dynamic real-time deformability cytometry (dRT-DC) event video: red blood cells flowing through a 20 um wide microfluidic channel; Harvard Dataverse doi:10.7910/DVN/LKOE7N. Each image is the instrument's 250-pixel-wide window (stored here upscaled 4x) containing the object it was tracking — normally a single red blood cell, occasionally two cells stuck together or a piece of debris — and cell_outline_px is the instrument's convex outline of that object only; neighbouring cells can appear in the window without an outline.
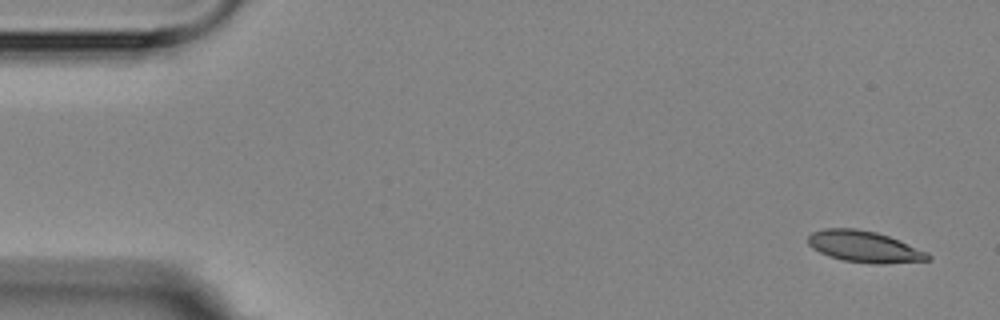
{"species": "Egyptian fruit bat (a non-hibernating species)", "species_latin": "Rousettus aegyptiacus", "temperature_condition": "room temperature", "stored_images_in_passage": 5, "camera_frame_rate_fps": 3000, "um_per_image_px": 0.085, "animal": {"sex": "female"}, "frame": {"image": 1, "passage_image": 1, "time_ms": 0.0, "image_size_px": [1000, 320], "cell_outline_px": [[932, 260], [884, 264], [876, 264], [844, 260], [828, 256], [812, 248], [808, 244], [808, 236], [812, 232], [824, 228], [856, 228], [876, 232], [900, 240], [928, 252], [932, 256]], "centroid_in_image_um": [73.5, 20.96], "position_along_channel_um": 11.5, "area_um2": 22.08}}
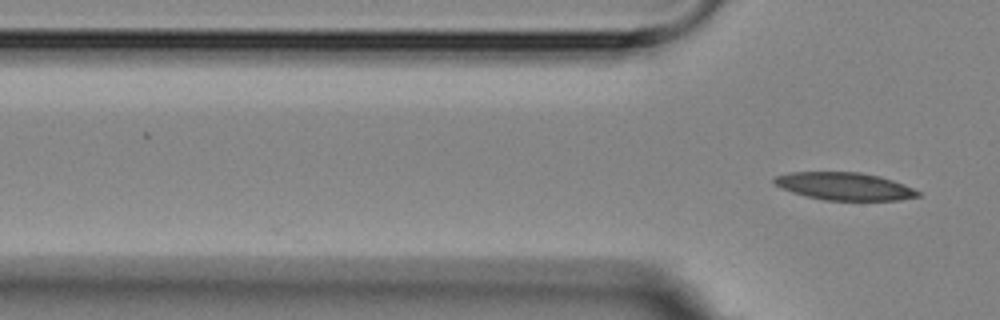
{"frame": {"image": 2, "passage_image": 5, "time_ms": 4.333, "image_size_px": [1000, 320], "cell_outline_px": [[920, 196], [900, 200], [824, 200], [804, 196], [780, 188], [772, 184], [772, 180], [776, 176], [788, 172], [860, 172], [880, 176], [904, 184], [920, 192]], "centroid_in_image_um": [71.73, 15.83], "position_along_channel_um": 54.1, "area_um2": 23.29}}